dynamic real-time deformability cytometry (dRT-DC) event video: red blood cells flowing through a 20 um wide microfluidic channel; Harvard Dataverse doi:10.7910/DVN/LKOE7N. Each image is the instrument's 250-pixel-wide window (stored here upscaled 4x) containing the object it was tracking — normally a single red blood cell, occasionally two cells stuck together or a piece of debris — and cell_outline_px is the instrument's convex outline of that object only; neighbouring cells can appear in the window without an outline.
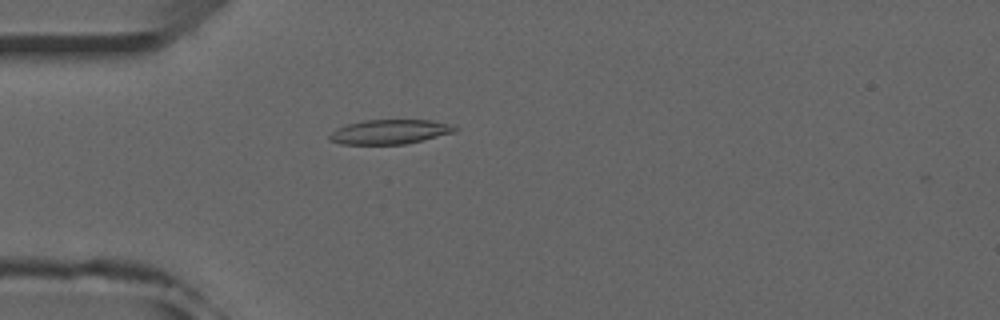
{"species": "common noctule bat (a hibernating species)", "species_latin": "Nyctalus noctula", "temperature_condition": "room temperature", "stored_images_in_passage": 20, "camera_frame_rate_fps": 3000, "um_per_image_px": 0.085, "animal": {"sex": "male", "forearm_length_mm": 52.5}, "frame": {"image": 1, "passage_image": 7, "time_ms": 2.0, "image_size_px": [1000, 320], "cell_outline_px": [[460, 128], [452, 132], [424, 140], [404, 144], [340, 144], [328, 140], [328, 136], [332, 132], [348, 124], [364, 120], [432, 120], [452, 124]], "centroid_in_image_um": [33.15, 11.2], "position_along_channel_um": 51.9, "area_um2": 17.8}}
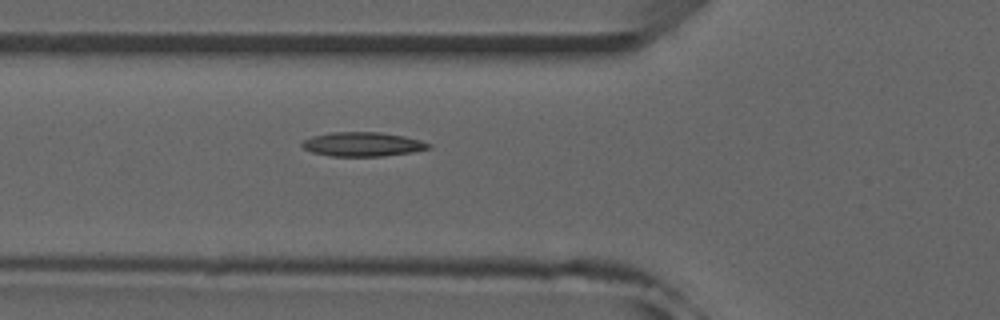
{"frame": {"image": 2, "passage_image": 11, "time_ms": 3.333, "image_size_px": [1000, 320], "cell_outline_px": [[432, 148], [412, 152], [384, 156], [332, 156], [312, 152], [304, 148], [300, 144], [304, 140], [312, 136], [332, 132], [380, 132], [404, 136], [420, 140], [432, 144]], "centroid_in_image_um": [30.85, 12.26], "position_along_channel_um": 95.0, "area_um2": 17.86}}
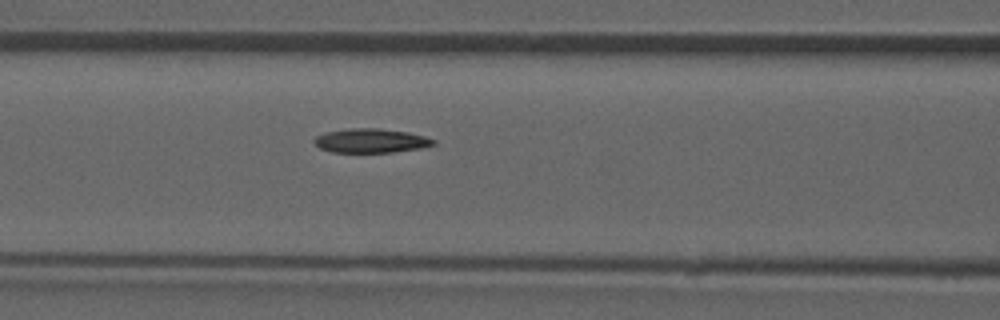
{"frame": {"image": 3, "passage_image": 14, "time_ms": 4.333, "image_size_px": [1000, 320], "cell_outline_px": [[436, 144], [420, 148], [392, 152], [332, 152], [320, 148], [312, 140], [316, 136], [324, 132], [348, 128], [380, 128], [408, 132], [424, 136], [436, 140]], "centroid_in_image_um": [31.51, 11.95], "position_along_channel_um": 135.1, "area_um2": 16.82}}